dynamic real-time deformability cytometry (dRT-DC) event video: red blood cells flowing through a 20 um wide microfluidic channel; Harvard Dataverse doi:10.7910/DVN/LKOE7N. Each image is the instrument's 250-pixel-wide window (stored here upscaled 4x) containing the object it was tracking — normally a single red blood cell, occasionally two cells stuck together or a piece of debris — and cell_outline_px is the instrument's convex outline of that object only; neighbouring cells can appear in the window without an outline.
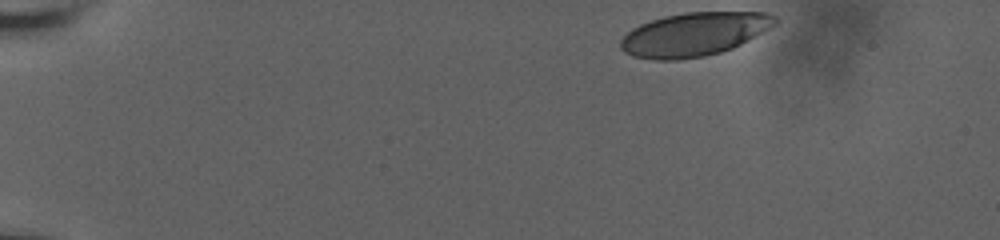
{"species": "human", "species_latin": "Homo sapiens", "temperature_condition": "room temperature", "stored_images_in_passage": 42, "camera_frame_rate_fps": 3000, "um_per_image_px": 0.085, "donor": {"sex": "male"}, "frame": {"image": 1, "passage_image": 1, "time_ms": 0.0, "image_size_px": [1000, 240], "cell_outline_px": [[776, 24], [740, 44], [732, 48], [720, 52], [704, 56], [676, 60], [656, 60], [632, 56], [624, 52], [620, 48], [620, 40], [632, 28], [640, 24], [664, 16], [684, 12], [768, 12], [776, 16]], "centroid_in_image_um": [58.97, 2.91], "position_along_channel_um": 26.0, "area_um2": 39.07}}
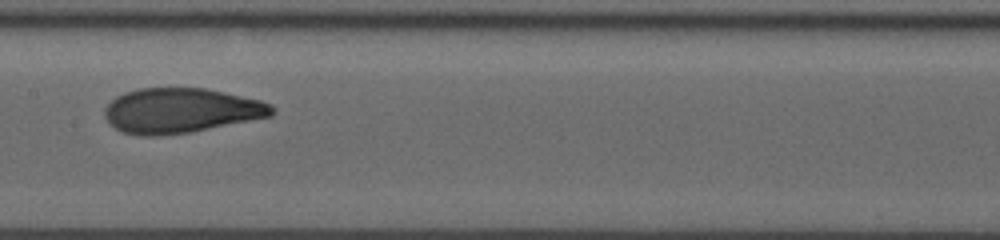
{"frame": {"image": 2, "passage_image": 24, "time_ms": 7.667, "image_size_px": [1000, 240], "cell_outline_px": [[276, 112], [272, 116], [188, 132], [156, 136], [144, 136], [124, 132], [108, 124], [104, 116], [104, 108], [116, 96], [124, 92], [140, 88], [204, 88], [224, 92], [260, 100], [272, 104], [276, 108]], "centroid_in_image_um": [15.37, 9.39], "position_along_channel_um": 192.0, "area_um2": 43.7}}
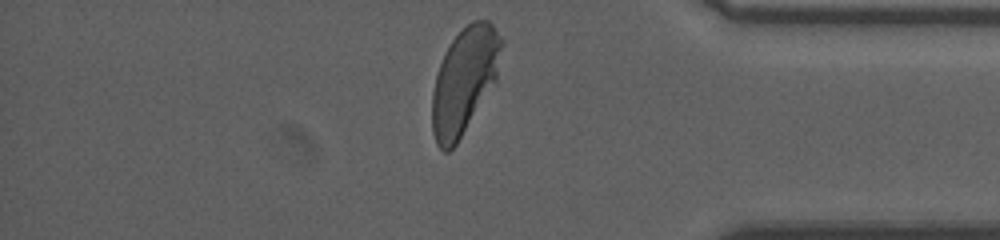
{"frame": {"image": 3, "passage_image": 42, "time_ms": 13.667, "image_size_px": [1000, 240], "cell_outline_px": [[504, 44], [496, 80], [456, 144], [448, 152], [444, 152], [436, 144], [432, 132], [432, 92], [436, 76], [440, 64], [452, 40], [472, 20], [488, 20], [492, 24], [504, 40]], "centroid_in_image_um": [39.48, 6.84], "position_along_channel_um": 395.7, "area_um2": 42.43}, "authors_computed_cell_mechanics": {"area_um2": 42.8876, "velocity_mm_per_s": 3.6817, "shape_relaxation_time_tau1_ms": 4.4168, "shape_relaxation_time_tau2_ms": 0.9154, "deformation_change_tau1": 0.202, "deformation_change_tau2": 0.0567}}